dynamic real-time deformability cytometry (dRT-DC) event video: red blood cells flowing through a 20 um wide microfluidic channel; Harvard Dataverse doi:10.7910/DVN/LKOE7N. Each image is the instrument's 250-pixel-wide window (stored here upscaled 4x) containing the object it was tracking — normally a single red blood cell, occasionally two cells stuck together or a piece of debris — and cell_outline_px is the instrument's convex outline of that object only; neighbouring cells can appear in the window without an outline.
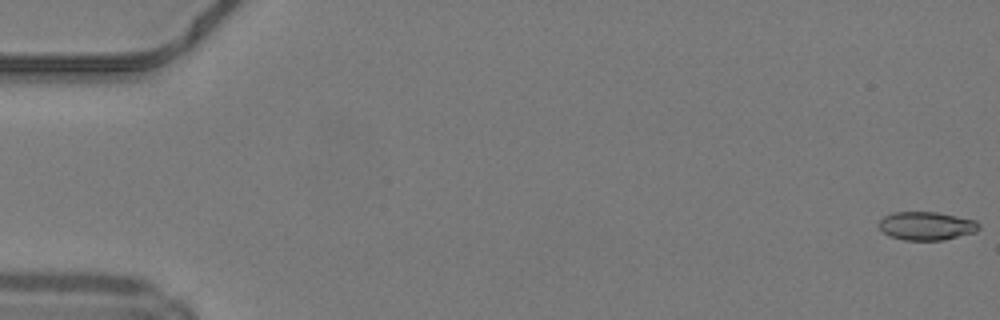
{"species": "common noctule bat (a hibernating species)", "species_latin": "Nyctalus noctula", "temperature_condition": "warm", "stored_images_in_passage": 9, "camera_frame_rate_fps": 3000, "um_per_image_px": 0.085, "animal": {"sex": "male", "body_mass_g": 19.2, "forearm_length_mm": 51.8}, "frame": {"image": 1, "passage_image": 1, "time_ms": 0.0, "image_size_px": [1000, 320], "cell_outline_px": [[980, 228], [976, 232], [944, 240], [904, 240], [888, 236], [880, 228], [880, 220], [884, 216], [892, 212], [936, 212], [976, 220], [980, 224]], "centroid_in_image_um": [78.77, 19.2], "position_along_channel_um": 6.2, "area_um2": 16.59}}